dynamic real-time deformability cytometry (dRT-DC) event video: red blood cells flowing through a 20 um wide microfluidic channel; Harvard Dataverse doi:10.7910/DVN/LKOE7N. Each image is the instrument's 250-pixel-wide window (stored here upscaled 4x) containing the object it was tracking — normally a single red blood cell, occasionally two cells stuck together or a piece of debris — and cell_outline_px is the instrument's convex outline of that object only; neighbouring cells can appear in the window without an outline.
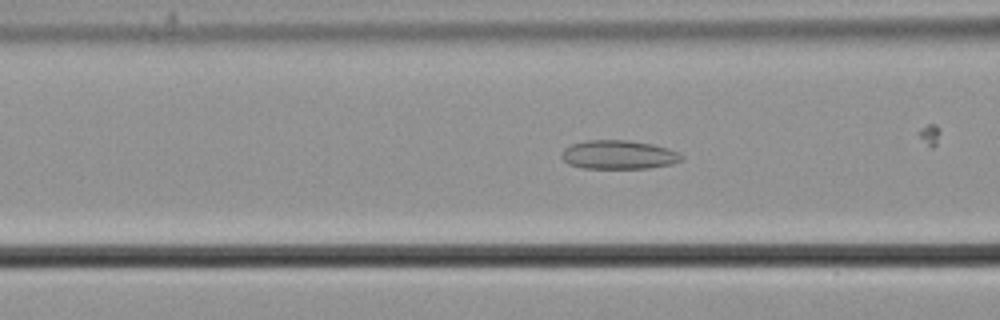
{"species": "common noctule bat (a hibernating species)", "species_latin": "Nyctalus noctula", "temperature_condition": "cold", "stored_images_in_passage": 29, "camera_frame_rate_fps": 3000, "um_per_image_px": 0.085, "animal": {"sex": "male", "body_mass_g": 21.5, "forearm_length_mm": 52.0}, "frame": {"image": 1, "passage_image": 8, "time_ms": 2.333, "image_size_px": [1000, 320], "cell_outline_px": [[684, 160], [672, 164], [648, 168], [584, 168], [568, 164], [560, 156], [564, 148], [572, 144], [584, 140], [628, 140], [652, 144], [668, 148], [680, 152], [684, 156]], "centroid_in_image_um": [52.61, 13.15], "position_along_channel_um": 114.0, "area_um2": 20.35}}
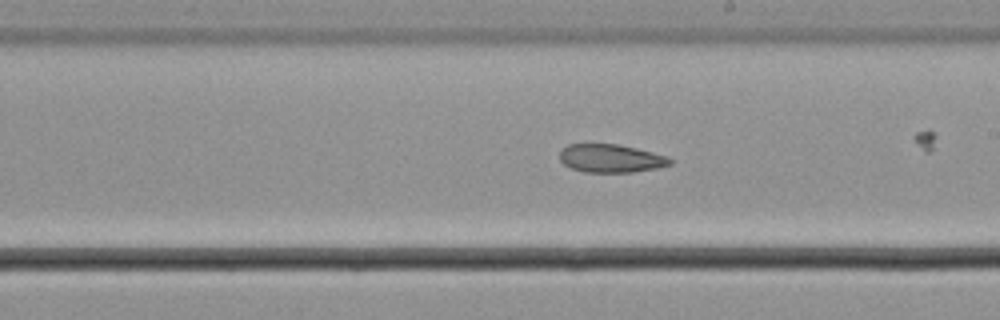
{"frame": {"image": 2, "passage_image": 18, "time_ms": 5.667, "image_size_px": [1000, 320], "cell_outline_px": [[672, 164], [656, 168], [632, 172], [584, 172], [572, 168], [564, 164], [560, 160], [560, 148], [568, 144], [616, 144], [636, 148], [668, 156], [672, 160]], "centroid_in_image_um": [51.91, 13.45], "position_along_channel_um": 237.1, "area_um2": 18.15}}
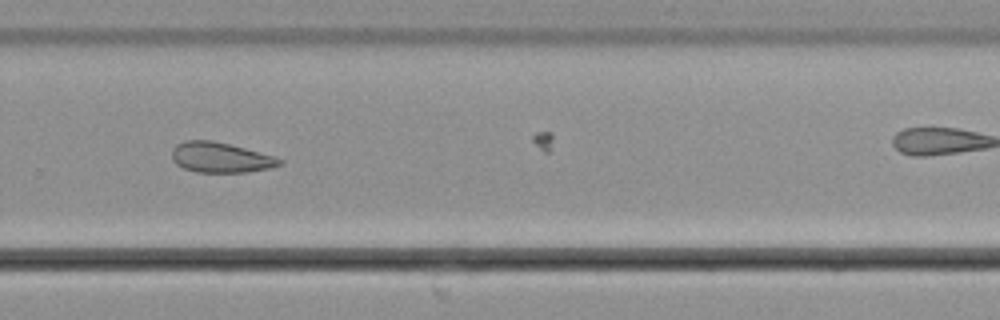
{"frame": {"image": 3, "passage_image": 24, "time_ms": 7.667, "image_size_px": [1000, 320], "cell_outline_px": [[284, 164], [272, 168], [248, 172], [196, 172], [184, 168], [176, 164], [172, 160], [172, 148], [176, 144], [184, 140], [212, 140], [276, 156], [284, 160]], "centroid_in_image_um": [18.77, 13.39], "position_along_channel_um": 311.0, "area_um2": 19.19}}